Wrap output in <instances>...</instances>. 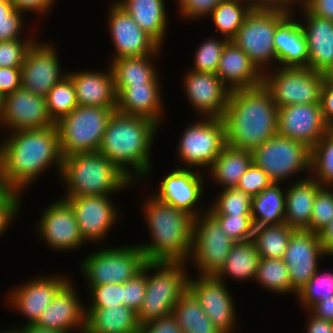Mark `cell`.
<instances>
[{
  "mask_svg": "<svg viewBox=\"0 0 333 333\" xmlns=\"http://www.w3.org/2000/svg\"><path fill=\"white\" fill-rule=\"evenodd\" d=\"M4 133L8 135L0 139V172L7 188L23 195L51 167L60 178L63 157L56 125Z\"/></svg>",
  "mask_w": 333,
  "mask_h": 333,
  "instance_id": "6da1fadb",
  "label": "cell"
},
{
  "mask_svg": "<svg viewBox=\"0 0 333 333\" xmlns=\"http://www.w3.org/2000/svg\"><path fill=\"white\" fill-rule=\"evenodd\" d=\"M161 129L150 119L115 111L107 123L98 152L134 183H145L153 173L152 150Z\"/></svg>",
  "mask_w": 333,
  "mask_h": 333,
  "instance_id": "7a4b0ae2",
  "label": "cell"
},
{
  "mask_svg": "<svg viewBox=\"0 0 333 333\" xmlns=\"http://www.w3.org/2000/svg\"><path fill=\"white\" fill-rule=\"evenodd\" d=\"M222 119L226 144L234 148L253 151L278 134V108L263 84L231 90Z\"/></svg>",
  "mask_w": 333,
  "mask_h": 333,
  "instance_id": "3957f363",
  "label": "cell"
},
{
  "mask_svg": "<svg viewBox=\"0 0 333 333\" xmlns=\"http://www.w3.org/2000/svg\"><path fill=\"white\" fill-rule=\"evenodd\" d=\"M149 196V197H148ZM144 197L140 209L149 241L137 243L146 261L188 263L193 247L194 217L161 201L152 193Z\"/></svg>",
  "mask_w": 333,
  "mask_h": 333,
  "instance_id": "277c9868",
  "label": "cell"
},
{
  "mask_svg": "<svg viewBox=\"0 0 333 333\" xmlns=\"http://www.w3.org/2000/svg\"><path fill=\"white\" fill-rule=\"evenodd\" d=\"M59 181L65 190L62 197L116 195L140 184L98 151L63 157Z\"/></svg>",
  "mask_w": 333,
  "mask_h": 333,
  "instance_id": "5b68a950",
  "label": "cell"
},
{
  "mask_svg": "<svg viewBox=\"0 0 333 333\" xmlns=\"http://www.w3.org/2000/svg\"><path fill=\"white\" fill-rule=\"evenodd\" d=\"M189 266L184 262H145L142 271L146 274V292L137 313L140 325L172 314L179 298L188 289Z\"/></svg>",
  "mask_w": 333,
  "mask_h": 333,
  "instance_id": "8992f818",
  "label": "cell"
},
{
  "mask_svg": "<svg viewBox=\"0 0 333 333\" xmlns=\"http://www.w3.org/2000/svg\"><path fill=\"white\" fill-rule=\"evenodd\" d=\"M291 11L276 6L254 7L231 40L247 54L262 74L277 66L274 34L277 25Z\"/></svg>",
  "mask_w": 333,
  "mask_h": 333,
  "instance_id": "52a82bcc",
  "label": "cell"
},
{
  "mask_svg": "<svg viewBox=\"0 0 333 333\" xmlns=\"http://www.w3.org/2000/svg\"><path fill=\"white\" fill-rule=\"evenodd\" d=\"M105 246V247H103ZM80 259L79 270L87 286L123 284L142 271L146 258L138 244H106Z\"/></svg>",
  "mask_w": 333,
  "mask_h": 333,
  "instance_id": "ba28073f",
  "label": "cell"
},
{
  "mask_svg": "<svg viewBox=\"0 0 333 333\" xmlns=\"http://www.w3.org/2000/svg\"><path fill=\"white\" fill-rule=\"evenodd\" d=\"M188 125V126H187ZM185 125L176 147L178 168L207 172L226 145L222 118L199 117Z\"/></svg>",
  "mask_w": 333,
  "mask_h": 333,
  "instance_id": "9c48e42d",
  "label": "cell"
},
{
  "mask_svg": "<svg viewBox=\"0 0 333 333\" xmlns=\"http://www.w3.org/2000/svg\"><path fill=\"white\" fill-rule=\"evenodd\" d=\"M252 157L253 163L260 167L273 183L288 184L292 180L296 182L310 177L311 150L293 139L277 134L255 148Z\"/></svg>",
  "mask_w": 333,
  "mask_h": 333,
  "instance_id": "30bf717a",
  "label": "cell"
},
{
  "mask_svg": "<svg viewBox=\"0 0 333 333\" xmlns=\"http://www.w3.org/2000/svg\"><path fill=\"white\" fill-rule=\"evenodd\" d=\"M116 108L77 106L57 123L62 157L97 152Z\"/></svg>",
  "mask_w": 333,
  "mask_h": 333,
  "instance_id": "8fae6325",
  "label": "cell"
},
{
  "mask_svg": "<svg viewBox=\"0 0 333 333\" xmlns=\"http://www.w3.org/2000/svg\"><path fill=\"white\" fill-rule=\"evenodd\" d=\"M327 76L308 68L275 67L263 74L262 84L277 108L320 103L322 84Z\"/></svg>",
  "mask_w": 333,
  "mask_h": 333,
  "instance_id": "7c38bea8",
  "label": "cell"
},
{
  "mask_svg": "<svg viewBox=\"0 0 333 333\" xmlns=\"http://www.w3.org/2000/svg\"><path fill=\"white\" fill-rule=\"evenodd\" d=\"M235 243L208 210L200 213L193 222V247L188 265L191 263L198 275H216Z\"/></svg>",
  "mask_w": 333,
  "mask_h": 333,
  "instance_id": "4fadbf2b",
  "label": "cell"
},
{
  "mask_svg": "<svg viewBox=\"0 0 333 333\" xmlns=\"http://www.w3.org/2000/svg\"><path fill=\"white\" fill-rule=\"evenodd\" d=\"M35 275L21 285H15L10 291H7V297L4 298L9 309L18 312L26 319L21 326L35 324L42 312L54 300L57 293L71 280L72 276L68 273ZM70 276V277H69Z\"/></svg>",
  "mask_w": 333,
  "mask_h": 333,
  "instance_id": "5bb4252c",
  "label": "cell"
},
{
  "mask_svg": "<svg viewBox=\"0 0 333 333\" xmlns=\"http://www.w3.org/2000/svg\"><path fill=\"white\" fill-rule=\"evenodd\" d=\"M227 285L215 275H190L188 280V289L198 299L214 326L222 333H236L240 319L236 311V298Z\"/></svg>",
  "mask_w": 333,
  "mask_h": 333,
  "instance_id": "9a60e30c",
  "label": "cell"
},
{
  "mask_svg": "<svg viewBox=\"0 0 333 333\" xmlns=\"http://www.w3.org/2000/svg\"><path fill=\"white\" fill-rule=\"evenodd\" d=\"M111 196L61 197L73 208L80 234L85 243L89 242L96 247H98L96 244L102 246L106 243L109 233L117 225L116 223L122 220L120 217L122 218L123 212L120 211L121 209Z\"/></svg>",
  "mask_w": 333,
  "mask_h": 333,
  "instance_id": "2e32d148",
  "label": "cell"
},
{
  "mask_svg": "<svg viewBox=\"0 0 333 333\" xmlns=\"http://www.w3.org/2000/svg\"><path fill=\"white\" fill-rule=\"evenodd\" d=\"M58 198L42 209L41 217L35 223V233L48 249L58 253L70 251L71 254L86 243L80 234L73 208L65 199Z\"/></svg>",
  "mask_w": 333,
  "mask_h": 333,
  "instance_id": "e0dca14e",
  "label": "cell"
},
{
  "mask_svg": "<svg viewBox=\"0 0 333 333\" xmlns=\"http://www.w3.org/2000/svg\"><path fill=\"white\" fill-rule=\"evenodd\" d=\"M205 179H207L205 172L176 167L159 180L160 183L152 194L195 218L208 210V206L203 207L200 204V202L203 203V197L206 195Z\"/></svg>",
  "mask_w": 333,
  "mask_h": 333,
  "instance_id": "ac0fdd59",
  "label": "cell"
},
{
  "mask_svg": "<svg viewBox=\"0 0 333 333\" xmlns=\"http://www.w3.org/2000/svg\"><path fill=\"white\" fill-rule=\"evenodd\" d=\"M54 42L37 39L28 50L21 66V87L46 98L49 91L65 76Z\"/></svg>",
  "mask_w": 333,
  "mask_h": 333,
  "instance_id": "d6986e66",
  "label": "cell"
},
{
  "mask_svg": "<svg viewBox=\"0 0 333 333\" xmlns=\"http://www.w3.org/2000/svg\"><path fill=\"white\" fill-rule=\"evenodd\" d=\"M54 125L56 123L49 115L46 98L35 95L23 87L3 97L0 107V132L4 133L5 129L6 132H13Z\"/></svg>",
  "mask_w": 333,
  "mask_h": 333,
  "instance_id": "ffe728a7",
  "label": "cell"
},
{
  "mask_svg": "<svg viewBox=\"0 0 333 333\" xmlns=\"http://www.w3.org/2000/svg\"><path fill=\"white\" fill-rule=\"evenodd\" d=\"M107 25L114 53L108 62L123 57L154 54L160 46L146 34L133 18L113 0L108 4Z\"/></svg>",
  "mask_w": 333,
  "mask_h": 333,
  "instance_id": "44dd1931",
  "label": "cell"
},
{
  "mask_svg": "<svg viewBox=\"0 0 333 333\" xmlns=\"http://www.w3.org/2000/svg\"><path fill=\"white\" fill-rule=\"evenodd\" d=\"M182 82L184 96L197 117L223 118L230 89L214 73L186 69Z\"/></svg>",
  "mask_w": 333,
  "mask_h": 333,
  "instance_id": "7402d4cb",
  "label": "cell"
},
{
  "mask_svg": "<svg viewBox=\"0 0 333 333\" xmlns=\"http://www.w3.org/2000/svg\"><path fill=\"white\" fill-rule=\"evenodd\" d=\"M325 257L318 233L307 230L292 233L282 260L288 268L291 286L296 293L314 276Z\"/></svg>",
  "mask_w": 333,
  "mask_h": 333,
  "instance_id": "603a6c76",
  "label": "cell"
},
{
  "mask_svg": "<svg viewBox=\"0 0 333 333\" xmlns=\"http://www.w3.org/2000/svg\"><path fill=\"white\" fill-rule=\"evenodd\" d=\"M330 129L320 103L288 105L278 109V135L302 143L310 150Z\"/></svg>",
  "mask_w": 333,
  "mask_h": 333,
  "instance_id": "cb8c5ba5",
  "label": "cell"
},
{
  "mask_svg": "<svg viewBox=\"0 0 333 333\" xmlns=\"http://www.w3.org/2000/svg\"><path fill=\"white\" fill-rule=\"evenodd\" d=\"M76 287L71 278L42 312L35 324L59 332L84 333L85 305Z\"/></svg>",
  "mask_w": 333,
  "mask_h": 333,
  "instance_id": "d4e9b609",
  "label": "cell"
},
{
  "mask_svg": "<svg viewBox=\"0 0 333 333\" xmlns=\"http://www.w3.org/2000/svg\"><path fill=\"white\" fill-rule=\"evenodd\" d=\"M293 9L299 12V22L308 45V69L329 77L333 73V21L311 14L304 6ZM295 10V11H294Z\"/></svg>",
  "mask_w": 333,
  "mask_h": 333,
  "instance_id": "484cf974",
  "label": "cell"
},
{
  "mask_svg": "<svg viewBox=\"0 0 333 333\" xmlns=\"http://www.w3.org/2000/svg\"><path fill=\"white\" fill-rule=\"evenodd\" d=\"M161 80L156 84L115 85L116 111L129 116L150 119L162 127L167 111L164 109Z\"/></svg>",
  "mask_w": 333,
  "mask_h": 333,
  "instance_id": "4316f807",
  "label": "cell"
},
{
  "mask_svg": "<svg viewBox=\"0 0 333 333\" xmlns=\"http://www.w3.org/2000/svg\"><path fill=\"white\" fill-rule=\"evenodd\" d=\"M67 75L74 84L79 106L116 108L117 94L109 64L103 71L68 70Z\"/></svg>",
  "mask_w": 333,
  "mask_h": 333,
  "instance_id": "83f0119b",
  "label": "cell"
},
{
  "mask_svg": "<svg viewBox=\"0 0 333 333\" xmlns=\"http://www.w3.org/2000/svg\"><path fill=\"white\" fill-rule=\"evenodd\" d=\"M273 42L277 67L308 68V45L293 10L277 25Z\"/></svg>",
  "mask_w": 333,
  "mask_h": 333,
  "instance_id": "f1b7e54d",
  "label": "cell"
},
{
  "mask_svg": "<svg viewBox=\"0 0 333 333\" xmlns=\"http://www.w3.org/2000/svg\"><path fill=\"white\" fill-rule=\"evenodd\" d=\"M216 75L230 90L254 88L262 85L263 79L247 54L232 41L223 49Z\"/></svg>",
  "mask_w": 333,
  "mask_h": 333,
  "instance_id": "f546056e",
  "label": "cell"
},
{
  "mask_svg": "<svg viewBox=\"0 0 333 333\" xmlns=\"http://www.w3.org/2000/svg\"><path fill=\"white\" fill-rule=\"evenodd\" d=\"M161 48L165 44L169 25L165 0H113ZM167 13V14H166ZM168 26V27H167Z\"/></svg>",
  "mask_w": 333,
  "mask_h": 333,
  "instance_id": "4dcf8cb0",
  "label": "cell"
},
{
  "mask_svg": "<svg viewBox=\"0 0 333 333\" xmlns=\"http://www.w3.org/2000/svg\"><path fill=\"white\" fill-rule=\"evenodd\" d=\"M321 184L311 176L286 184L285 224L295 230L309 227L314 198Z\"/></svg>",
  "mask_w": 333,
  "mask_h": 333,
  "instance_id": "1f68e13d",
  "label": "cell"
},
{
  "mask_svg": "<svg viewBox=\"0 0 333 333\" xmlns=\"http://www.w3.org/2000/svg\"><path fill=\"white\" fill-rule=\"evenodd\" d=\"M162 49L159 48L154 54L141 57H123L110 61L115 85H144L156 84L160 80L156 68ZM159 56V57H158Z\"/></svg>",
  "mask_w": 333,
  "mask_h": 333,
  "instance_id": "d6a6232c",
  "label": "cell"
},
{
  "mask_svg": "<svg viewBox=\"0 0 333 333\" xmlns=\"http://www.w3.org/2000/svg\"><path fill=\"white\" fill-rule=\"evenodd\" d=\"M85 313L84 333H139L137 313L123 304Z\"/></svg>",
  "mask_w": 333,
  "mask_h": 333,
  "instance_id": "836d02e7",
  "label": "cell"
},
{
  "mask_svg": "<svg viewBox=\"0 0 333 333\" xmlns=\"http://www.w3.org/2000/svg\"><path fill=\"white\" fill-rule=\"evenodd\" d=\"M253 163L252 151L242 150L225 145L221 154L206 172L220 190L237 187L241 176Z\"/></svg>",
  "mask_w": 333,
  "mask_h": 333,
  "instance_id": "e575fe53",
  "label": "cell"
},
{
  "mask_svg": "<svg viewBox=\"0 0 333 333\" xmlns=\"http://www.w3.org/2000/svg\"><path fill=\"white\" fill-rule=\"evenodd\" d=\"M260 255L252 240L247 242H236L223 267L215 275L218 279L228 284L225 279L250 282L255 281ZM229 277V278H228Z\"/></svg>",
  "mask_w": 333,
  "mask_h": 333,
  "instance_id": "d590c367",
  "label": "cell"
},
{
  "mask_svg": "<svg viewBox=\"0 0 333 333\" xmlns=\"http://www.w3.org/2000/svg\"><path fill=\"white\" fill-rule=\"evenodd\" d=\"M285 193L286 184L272 183L252 198L251 217L255 227L285 223Z\"/></svg>",
  "mask_w": 333,
  "mask_h": 333,
  "instance_id": "8d00e7d4",
  "label": "cell"
},
{
  "mask_svg": "<svg viewBox=\"0 0 333 333\" xmlns=\"http://www.w3.org/2000/svg\"><path fill=\"white\" fill-rule=\"evenodd\" d=\"M172 314L183 333H222L207 317L198 299L189 289L181 295Z\"/></svg>",
  "mask_w": 333,
  "mask_h": 333,
  "instance_id": "74e56055",
  "label": "cell"
},
{
  "mask_svg": "<svg viewBox=\"0 0 333 333\" xmlns=\"http://www.w3.org/2000/svg\"><path fill=\"white\" fill-rule=\"evenodd\" d=\"M253 8L244 0H222L206 18L212 21L218 36L231 41Z\"/></svg>",
  "mask_w": 333,
  "mask_h": 333,
  "instance_id": "f35d334b",
  "label": "cell"
},
{
  "mask_svg": "<svg viewBox=\"0 0 333 333\" xmlns=\"http://www.w3.org/2000/svg\"><path fill=\"white\" fill-rule=\"evenodd\" d=\"M255 282L267 292L297 295L292 289L289 271L282 259L260 257Z\"/></svg>",
  "mask_w": 333,
  "mask_h": 333,
  "instance_id": "ab89813d",
  "label": "cell"
},
{
  "mask_svg": "<svg viewBox=\"0 0 333 333\" xmlns=\"http://www.w3.org/2000/svg\"><path fill=\"white\" fill-rule=\"evenodd\" d=\"M294 231L285 223L255 227L252 241L260 257L282 259Z\"/></svg>",
  "mask_w": 333,
  "mask_h": 333,
  "instance_id": "60d3db41",
  "label": "cell"
},
{
  "mask_svg": "<svg viewBox=\"0 0 333 333\" xmlns=\"http://www.w3.org/2000/svg\"><path fill=\"white\" fill-rule=\"evenodd\" d=\"M214 196V200L208 202V211L213 216H251L252 197L244 191L227 188Z\"/></svg>",
  "mask_w": 333,
  "mask_h": 333,
  "instance_id": "b9f144b4",
  "label": "cell"
},
{
  "mask_svg": "<svg viewBox=\"0 0 333 333\" xmlns=\"http://www.w3.org/2000/svg\"><path fill=\"white\" fill-rule=\"evenodd\" d=\"M310 176L321 186L333 187V128L311 149Z\"/></svg>",
  "mask_w": 333,
  "mask_h": 333,
  "instance_id": "7bdbcfd3",
  "label": "cell"
},
{
  "mask_svg": "<svg viewBox=\"0 0 333 333\" xmlns=\"http://www.w3.org/2000/svg\"><path fill=\"white\" fill-rule=\"evenodd\" d=\"M321 270V271H320ZM333 270V269H332ZM322 270L320 266L314 276L296 295L298 305L305 311L310 310L317 302L333 298V271Z\"/></svg>",
  "mask_w": 333,
  "mask_h": 333,
  "instance_id": "ee69618b",
  "label": "cell"
},
{
  "mask_svg": "<svg viewBox=\"0 0 333 333\" xmlns=\"http://www.w3.org/2000/svg\"><path fill=\"white\" fill-rule=\"evenodd\" d=\"M46 104L49 115L55 123L78 106L74 84L68 75L49 91Z\"/></svg>",
  "mask_w": 333,
  "mask_h": 333,
  "instance_id": "f6af8a7d",
  "label": "cell"
},
{
  "mask_svg": "<svg viewBox=\"0 0 333 333\" xmlns=\"http://www.w3.org/2000/svg\"><path fill=\"white\" fill-rule=\"evenodd\" d=\"M25 16L26 14L15 9L11 0H3L0 3V41L37 39L35 37L36 33L32 31H35L34 29L37 28L39 31V26L30 27L31 29L27 31L25 27ZM24 30H26L27 36H25ZM22 35H24L23 37L25 38H22Z\"/></svg>",
  "mask_w": 333,
  "mask_h": 333,
  "instance_id": "bcb514c9",
  "label": "cell"
},
{
  "mask_svg": "<svg viewBox=\"0 0 333 333\" xmlns=\"http://www.w3.org/2000/svg\"><path fill=\"white\" fill-rule=\"evenodd\" d=\"M228 42L224 37H218L217 35L216 37L210 35L202 40L195 48L193 63L191 64L193 66L188 67V70L216 74L223 49Z\"/></svg>",
  "mask_w": 333,
  "mask_h": 333,
  "instance_id": "7dc6e473",
  "label": "cell"
},
{
  "mask_svg": "<svg viewBox=\"0 0 333 333\" xmlns=\"http://www.w3.org/2000/svg\"><path fill=\"white\" fill-rule=\"evenodd\" d=\"M333 219V187L322 186L313 202L312 216L307 231L319 233Z\"/></svg>",
  "mask_w": 333,
  "mask_h": 333,
  "instance_id": "c3c4849f",
  "label": "cell"
},
{
  "mask_svg": "<svg viewBox=\"0 0 333 333\" xmlns=\"http://www.w3.org/2000/svg\"><path fill=\"white\" fill-rule=\"evenodd\" d=\"M89 295L85 309H102L123 304V284L87 286ZM89 304V305H88Z\"/></svg>",
  "mask_w": 333,
  "mask_h": 333,
  "instance_id": "681fc988",
  "label": "cell"
},
{
  "mask_svg": "<svg viewBox=\"0 0 333 333\" xmlns=\"http://www.w3.org/2000/svg\"><path fill=\"white\" fill-rule=\"evenodd\" d=\"M225 234L235 242L252 240L254 223L251 216H214Z\"/></svg>",
  "mask_w": 333,
  "mask_h": 333,
  "instance_id": "f907efd6",
  "label": "cell"
},
{
  "mask_svg": "<svg viewBox=\"0 0 333 333\" xmlns=\"http://www.w3.org/2000/svg\"><path fill=\"white\" fill-rule=\"evenodd\" d=\"M37 39L0 41V67L21 68L25 56Z\"/></svg>",
  "mask_w": 333,
  "mask_h": 333,
  "instance_id": "816d5d0a",
  "label": "cell"
},
{
  "mask_svg": "<svg viewBox=\"0 0 333 333\" xmlns=\"http://www.w3.org/2000/svg\"><path fill=\"white\" fill-rule=\"evenodd\" d=\"M23 196L16 190L6 188L0 194V238L4 236L12 225L13 221L19 217L22 209Z\"/></svg>",
  "mask_w": 333,
  "mask_h": 333,
  "instance_id": "f5cc1de1",
  "label": "cell"
},
{
  "mask_svg": "<svg viewBox=\"0 0 333 333\" xmlns=\"http://www.w3.org/2000/svg\"><path fill=\"white\" fill-rule=\"evenodd\" d=\"M222 0H177L176 5L178 10L176 11L186 22H193L194 20L199 22L201 19H206V17L213 11V9L221 2ZM192 19V20H191ZM191 20V21H190Z\"/></svg>",
  "mask_w": 333,
  "mask_h": 333,
  "instance_id": "db71d44e",
  "label": "cell"
},
{
  "mask_svg": "<svg viewBox=\"0 0 333 333\" xmlns=\"http://www.w3.org/2000/svg\"><path fill=\"white\" fill-rule=\"evenodd\" d=\"M272 183L268 175L260 167L252 163L241 176L236 188L244 191L253 198L263 192Z\"/></svg>",
  "mask_w": 333,
  "mask_h": 333,
  "instance_id": "11a10c76",
  "label": "cell"
},
{
  "mask_svg": "<svg viewBox=\"0 0 333 333\" xmlns=\"http://www.w3.org/2000/svg\"><path fill=\"white\" fill-rule=\"evenodd\" d=\"M146 292V274L141 271L135 277L123 283V305L136 313L142 306Z\"/></svg>",
  "mask_w": 333,
  "mask_h": 333,
  "instance_id": "9f6ffc18",
  "label": "cell"
},
{
  "mask_svg": "<svg viewBox=\"0 0 333 333\" xmlns=\"http://www.w3.org/2000/svg\"><path fill=\"white\" fill-rule=\"evenodd\" d=\"M139 333H183L173 314L140 325Z\"/></svg>",
  "mask_w": 333,
  "mask_h": 333,
  "instance_id": "6f0895ef",
  "label": "cell"
},
{
  "mask_svg": "<svg viewBox=\"0 0 333 333\" xmlns=\"http://www.w3.org/2000/svg\"><path fill=\"white\" fill-rule=\"evenodd\" d=\"M13 5L15 6V9H17L20 12L25 13H33L35 15H38V17L42 18L47 17L49 12L51 13V10L53 9L54 4L58 3V0H11Z\"/></svg>",
  "mask_w": 333,
  "mask_h": 333,
  "instance_id": "680465c9",
  "label": "cell"
},
{
  "mask_svg": "<svg viewBox=\"0 0 333 333\" xmlns=\"http://www.w3.org/2000/svg\"><path fill=\"white\" fill-rule=\"evenodd\" d=\"M21 87V68L0 67V95L10 94Z\"/></svg>",
  "mask_w": 333,
  "mask_h": 333,
  "instance_id": "91938a15",
  "label": "cell"
},
{
  "mask_svg": "<svg viewBox=\"0 0 333 333\" xmlns=\"http://www.w3.org/2000/svg\"><path fill=\"white\" fill-rule=\"evenodd\" d=\"M320 105L325 122L333 128V81L326 77L320 92Z\"/></svg>",
  "mask_w": 333,
  "mask_h": 333,
  "instance_id": "94428289",
  "label": "cell"
},
{
  "mask_svg": "<svg viewBox=\"0 0 333 333\" xmlns=\"http://www.w3.org/2000/svg\"><path fill=\"white\" fill-rule=\"evenodd\" d=\"M303 6L311 14L333 21V0H307Z\"/></svg>",
  "mask_w": 333,
  "mask_h": 333,
  "instance_id": "6125c7cd",
  "label": "cell"
},
{
  "mask_svg": "<svg viewBox=\"0 0 333 333\" xmlns=\"http://www.w3.org/2000/svg\"><path fill=\"white\" fill-rule=\"evenodd\" d=\"M308 314L307 324L303 330L304 333H333V322L326 321L324 319H320L313 315L309 310H305Z\"/></svg>",
  "mask_w": 333,
  "mask_h": 333,
  "instance_id": "be15d7a7",
  "label": "cell"
},
{
  "mask_svg": "<svg viewBox=\"0 0 333 333\" xmlns=\"http://www.w3.org/2000/svg\"><path fill=\"white\" fill-rule=\"evenodd\" d=\"M309 311L320 319L333 322V298L317 302Z\"/></svg>",
  "mask_w": 333,
  "mask_h": 333,
  "instance_id": "e7e4bbea",
  "label": "cell"
},
{
  "mask_svg": "<svg viewBox=\"0 0 333 333\" xmlns=\"http://www.w3.org/2000/svg\"><path fill=\"white\" fill-rule=\"evenodd\" d=\"M318 235L326 258H328L327 256L333 257V219Z\"/></svg>",
  "mask_w": 333,
  "mask_h": 333,
  "instance_id": "03108f58",
  "label": "cell"
},
{
  "mask_svg": "<svg viewBox=\"0 0 333 333\" xmlns=\"http://www.w3.org/2000/svg\"><path fill=\"white\" fill-rule=\"evenodd\" d=\"M306 2L307 0H264V7L276 6V7H285L290 10H293L296 7L303 6Z\"/></svg>",
  "mask_w": 333,
  "mask_h": 333,
  "instance_id": "003e7915",
  "label": "cell"
},
{
  "mask_svg": "<svg viewBox=\"0 0 333 333\" xmlns=\"http://www.w3.org/2000/svg\"><path fill=\"white\" fill-rule=\"evenodd\" d=\"M11 328L18 329L20 333H66V332H59L56 330L46 329L36 324L25 325L22 327L16 325V327H11Z\"/></svg>",
  "mask_w": 333,
  "mask_h": 333,
  "instance_id": "a7ac6f4b",
  "label": "cell"
},
{
  "mask_svg": "<svg viewBox=\"0 0 333 333\" xmlns=\"http://www.w3.org/2000/svg\"><path fill=\"white\" fill-rule=\"evenodd\" d=\"M250 3L253 7H264V0H244Z\"/></svg>",
  "mask_w": 333,
  "mask_h": 333,
  "instance_id": "89a4df30",
  "label": "cell"
},
{
  "mask_svg": "<svg viewBox=\"0 0 333 333\" xmlns=\"http://www.w3.org/2000/svg\"><path fill=\"white\" fill-rule=\"evenodd\" d=\"M0 333H20L18 329H13L9 327L8 329L6 328L5 330H0Z\"/></svg>",
  "mask_w": 333,
  "mask_h": 333,
  "instance_id": "2644e50d",
  "label": "cell"
},
{
  "mask_svg": "<svg viewBox=\"0 0 333 333\" xmlns=\"http://www.w3.org/2000/svg\"><path fill=\"white\" fill-rule=\"evenodd\" d=\"M6 188H7V187H6L5 183H4V180H3L2 176H1V172H0V194H1Z\"/></svg>",
  "mask_w": 333,
  "mask_h": 333,
  "instance_id": "8c879c8a",
  "label": "cell"
},
{
  "mask_svg": "<svg viewBox=\"0 0 333 333\" xmlns=\"http://www.w3.org/2000/svg\"><path fill=\"white\" fill-rule=\"evenodd\" d=\"M2 99H3V97L0 95V107H1V104H2Z\"/></svg>",
  "mask_w": 333,
  "mask_h": 333,
  "instance_id": "753ad0ef",
  "label": "cell"
},
{
  "mask_svg": "<svg viewBox=\"0 0 333 333\" xmlns=\"http://www.w3.org/2000/svg\"><path fill=\"white\" fill-rule=\"evenodd\" d=\"M329 78L333 81V73L329 76Z\"/></svg>",
  "mask_w": 333,
  "mask_h": 333,
  "instance_id": "34e18365",
  "label": "cell"
}]
</instances>
